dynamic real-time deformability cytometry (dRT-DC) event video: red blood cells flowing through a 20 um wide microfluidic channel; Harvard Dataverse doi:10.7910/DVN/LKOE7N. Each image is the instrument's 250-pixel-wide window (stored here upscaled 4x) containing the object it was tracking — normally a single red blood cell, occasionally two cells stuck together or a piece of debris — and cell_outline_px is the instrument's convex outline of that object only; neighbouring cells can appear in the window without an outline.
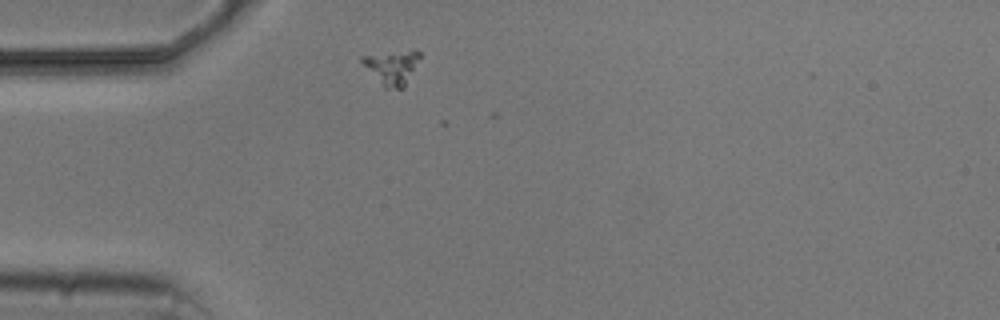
{"species": "common noctule bat (a hibernating species)", "species_latin": "Nyctalus noctula", "temperature_condition": "cold", "stored_images_in_passage": 4, "camera_frame_rate_fps": 3000, "um_per_image_px": 0.085, "animal": {"sex": "male", "body_mass_g": 20.5, "forearm_length_mm": 52.5}, "frame": {"image": 1, "passage_image": 1, "time_ms": 0.0, "image_size_px": [1000, 320], "cell_outline_px": [[420, 56], [404, 84], [400, 88], [384, 88], [360, 60], [360, 56], [412, 48], [416, 48], [420, 52]], "centroid_in_image_um": [33.3, 5.64], "position_along_channel_um": 51.7, "area_um2": 11.21}}
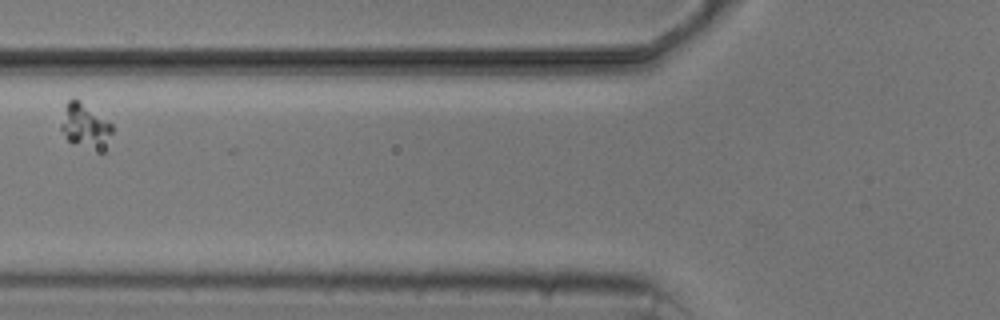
{"frame": {"image": 2, "passage_image": 3, "time_ms": 2.333, "image_size_px": [1000, 320], "cell_outline_px": [[112, 132], [104, 136], [72, 144], [68, 140], [60, 128], [60, 124], [64, 104], [72, 96], [80, 100], [108, 120], [112, 124]], "centroid_in_image_um": [7.03, 10.39], "position_along_channel_um": 118.8, "area_um2": 11.44}}
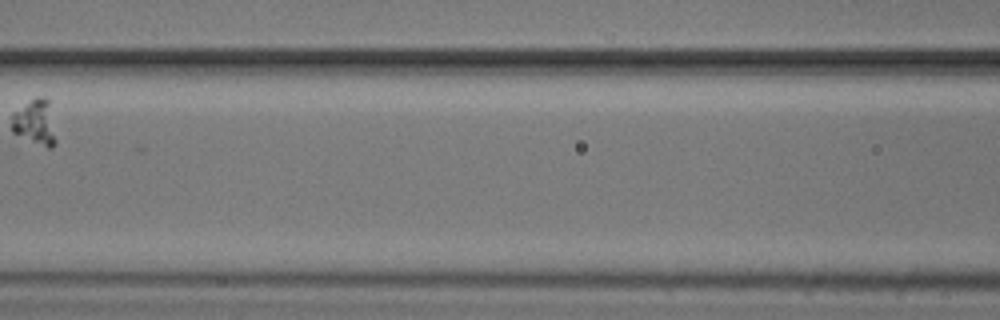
{"frame": {"image": 3, "passage_image": 4, "time_ms": 3.667, "image_size_px": [1000, 320], "cell_outline_px": [[56, 144], [52, 148], [48, 148], [12, 132], [12, 112], [36, 96], [44, 96], [48, 100], [56, 140]], "centroid_in_image_um": [2.98, 10.38], "position_along_channel_um": 163.6, "area_um2": 11.56}}